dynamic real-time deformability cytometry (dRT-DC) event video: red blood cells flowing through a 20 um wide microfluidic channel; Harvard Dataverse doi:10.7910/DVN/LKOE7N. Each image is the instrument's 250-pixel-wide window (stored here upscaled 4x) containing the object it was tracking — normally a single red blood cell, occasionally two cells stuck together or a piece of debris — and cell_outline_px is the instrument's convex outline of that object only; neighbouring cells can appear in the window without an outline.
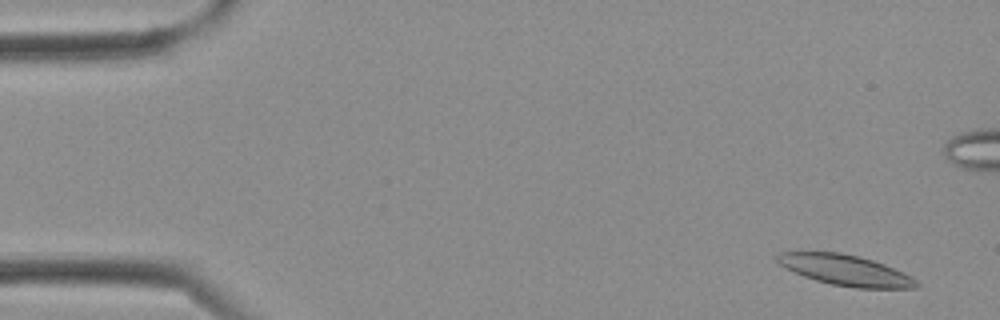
{"species": "Egyptian fruit bat (a non-hibernating species)", "species_latin": "Rousettus aegyptiacus", "temperature_condition": "cold", "stored_images_in_passage": 6, "camera_frame_rate_fps": 3000, "um_per_image_px": 0.085, "frame": {"image": 1, "passage_image": 1, "time_ms": 0.0, "image_size_px": [1000, 320], "cell_outline_px": [[920, 288], [856, 288], [832, 284], [816, 280], [804, 276], [780, 264], [776, 260], [776, 256], [780, 252], [840, 252], [860, 256], [884, 264], [904, 272], [912, 276], [920, 284]], "centroid_in_image_um": [71.93, 22.97], "position_along_channel_um": 13.1, "area_um2": 24.74}}